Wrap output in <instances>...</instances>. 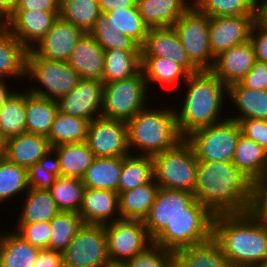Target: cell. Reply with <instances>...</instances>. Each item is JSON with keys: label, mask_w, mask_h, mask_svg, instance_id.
Here are the masks:
<instances>
[{"label": "cell", "mask_w": 267, "mask_h": 267, "mask_svg": "<svg viewBox=\"0 0 267 267\" xmlns=\"http://www.w3.org/2000/svg\"><path fill=\"white\" fill-rule=\"evenodd\" d=\"M257 15L209 17V47L212 55L244 44L250 39Z\"/></svg>", "instance_id": "16"}, {"label": "cell", "mask_w": 267, "mask_h": 267, "mask_svg": "<svg viewBox=\"0 0 267 267\" xmlns=\"http://www.w3.org/2000/svg\"><path fill=\"white\" fill-rule=\"evenodd\" d=\"M0 230V267H33L40 249L12 230Z\"/></svg>", "instance_id": "32"}, {"label": "cell", "mask_w": 267, "mask_h": 267, "mask_svg": "<svg viewBox=\"0 0 267 267\" xmlns=\"http://www.w3.org/2000/svg\"><path fill=\"white\" fill-rule=\"evenodd\" d=\"M141 48V57L170 58L189 74L200 70L190 61L173 27L151 28Z\"/></svg>", "instance_id": "18"}, {"label": "cell", "mask_w": 267, "mask_h": 267, "mask_svg": "<svg viewBox=\"0 0 267 267\" xmlns=\"http://www.w3.org/2000/svg\"><path fill=\"white\" fill-rule=\"evenodd\" d=\"M89 121L57 112L47 139L51 147L87 141Z\"/></svg>", "instance_id": "38"}, {"label": "cell", "mask_w": 267, "mask_h": 267, "mask_svg": "<svg viewBox=\"0 0 267 267\" xmlns=\"http://www.w3.org/2000/svg\"><path fill=\"white\" fill-rule=\"evenodd\" d=\"M178 217H215L187 190L159 188L144 225L152 240Z\"/></svg>", "instance_id": "6"}, {"label": "cell", "mask_w": 267, "mask_h": 267, "mask_svg": "<svg viewBox=\"0 0 267 267\" xmlns=\"http://www.w3.org/2000/svg\"><path fill=\"white\" fill-rule=\"evenodd\" d=\"M109 261L124 264L153 243L143 221L121 219L105 224Z\"/></svg>", "instance_id": "12"}, {"label": "cell", "mask_w": 267, "mask_h": 267, "mask_svg": "<svg viewBox=\"0 0 267 267\" xmlns=\"http://www.w3.org/2000/svg\"><path fill=\"white\" fill-rule=\"evenodd\" d=\"M232 163L252 183L267 175V152L243 134L238 138Z\"/></svg>", "instance_id": "27"}, {"label": "cell", "mask_w": 267, "mask_h": 267, "mask_svg": "<svg viewBox=\"0 0 267 267\" xmlns=\"http://www.w3.org/2000/svg\"><path fill=\"white\" fill-rule=\"evenodd\" d=\"M23 198L17 223L51 221L60 212L49 190L29 188Z\"/></svg>", "instance_id": "34"}, {"label": "cell", "mask_w": 267, "mask_h": 267, "mask_svg": "<svg viewBox=\"0 0 267 267\" xmlns=\"http://www.w3.org/2000/svg\"><path fill=\"white\" fill-rule=\"evenodd\" d=\"M87 144L95 157H125L130 154L126 122L97 117L89 122Z\"/></svg>", "instance_id": "14"}, {"label": "cell", "mask_w": 267, "mask_h": 267, "mask_svg": "<svg viewBox=\"0 0 267 267\" xmlns=\"http://www.w3.org/2000/svg\"><path fill=\"white\" fill-rule=\"evenodd\" d=\"M104 60L105 50L90 33H84L67 62L81 79L103 81Z\"/></svg>", "instance_id": "23"}, {"label": "cell", "mask_w": 267, "mask_h": 267, "mask_svg": "<svg viewBox=\"0 0 267 267\" xmlns=\"http://www.w3.org/2000/svg\"><path fill=\"white\" fill-rule=\"evenodd\" d=\"M154 181L159 188L194 193L198 160L185 138L172 149L152 157Z\"/></svg>", "instance_id": "7"}, {"label": "cell", "mask_w": 267, "mask_h": 267, "mask_svg": "<svg viewBox=\"0 0 267 267\" xmlns=\"http://www.w3.org/2000/svg\"><path fill=\"white\" fill-rule=\"evenodd\" d=\"M6 28V20L0 15V33Z\"/></svg>", "instance_id": "60"}, {"label": "cell", "mask_w": 267, "mask_h": 267, "mask_svg": "<svg viewBox=\"0 0 267 267\" xmlns=\"http://www.w3.org/2000/svg\"><path fill=\"white\" fill-rule=\"evenodd\" d=\"M98 0H60L59 18L89 33L100 14Z\"/></svg>", "instance_id": "40"}, {"label": "cell", "mask_w": 267, "mask_h": 267, "mask_svg": "<svg viewBox=\"0 0 267 267\" xmlns=\"http://www.w3.org/2000/svg\"><path fill=\"white\" fill-rule=\"evenodd\" d=\"M214 217H178L169 223L153 243L172 252L212 238Z\"/></svg>", "instance_id": "13"}, {"label": "cell", "mask_w": 267, "mask_h": 267, "mask_svg": "<svg viewBox=\"0 0 267 267\" xmlns=\"http://www.w3.org/2000/svg\"><path fill=\"white\" fill-rule=\"evenodd\" d=\"M103 84L128 79L141 71V51L105 50Z\"/></svg>", "instance_id": "35"}, {"label": "cell", "mask_w": 267, "mask_h": 267, "mask_svg": "<svg viewBox=\"0 0 267 267\" xmlns=\"http://www.w3.org/2000/svg\"><path fill=\"white\" fill-rule=\"evenodd\" d=\"M122 157H95L82 178L85 188L118 192Z\"/></svg>", "instance_id": "36"}, {"label": "cell", "mask_w": 267, "mask_h": 267, "mask_svg": "<svg viewBox=\"0 0 267 267\" xmlns=\"http://www.w3.org/2000/svg\"><path fill=\"white\" fill-rule=\"evenodd\" d=\"M18 0H0V15L6 20L16 8Z\"/></svg>", "instance_id": "58"}, {"label": "cell", "mask_w": 267, "mask_h": 267, "mask_svg": "<svg viewBox=\"0 0 267 267\" xmlns=\"http://www.w3.org/2000/svg\"><path fill=\"white\" fill-rule=\"evenodd\" d=\"M144 23L151 28L172 27L192 6V0H137Z\"/></svg>", "instance_id": "25"}, {"label": "cell", "mask_w": 267, "mask_h": 267, "mask_svg": "<svg viewBox=\"0 0 267 267\" xmlns=\"http://www.w3.org/2000/svg\"><path fill=\"white\" fill-rule=\"evenodd\" d=\"M103 82L96 79H80L77 86L56 102L58 111L89 122L101 116Z\"/></svg>", "instance_id": "15"}, {"label": "cell", "mask_w": 267, "mask_h": 267, "mask_svg": "<svg viewBox=\"0 0 267 267\" xmlns=\"http://www.w3.org/2000/svg\"><path fill=\"white\" fill-rule=\"evenodd\" d=\"M185 83V98L180 99L179 108L174 106L178 131L183 138L228 118L222 111L228 103V88L211 71L190 74Z\"/></svg>", "instance_id": "3"}, {"label": "cell", "mask_w": 267, "mask_h": 267, "mask_svg": "<svg viewBox=\"0 0 267 267\" xmlns=\"http://www.w3.org/2000/svg\"><path fill=\"white\" fill-rule=\"evenodd\" d=\"M85 224H108L121 220L118 192L107 189L85 188L78 212Z\"/></svg>", "instance_id": "22"}, {"label": "cell", "mask_w": 267, "mask_h": 267, "mask_svg": "<svg viewBox=\"0 0 267 267\" xmlns=\"http://www.w3.org/2000/svg\"><path fill=\"white\" fill-rule=\"evenodd\" d=\"M62 254L64 267L108 266L105 225L84 223Z\"/></svg>", "instance_id": "11"}, {"label": "cell", "mask_w": 267, "mask_h": 267, "mask_svg": "<svg viewBox=\"0 0 267 267\" xmlns=\"http://www.w3.org/2000/svg\"><path fill=\"white\" fill-rule=\"evenodd\" d=\"M60 0H18L15 10L59 12Z\"/></svg>", "instance_id": "54"}, {"label": "cell", "mask_w": 267, "mask_h": 267, "mask_svg": "<svg viewBox=\"0 0 267 267\" xmlns=\"http://www.w3.org/2000/svg\"><path fill=\"white\" fill-rule=\"evenodd\" d=\"M137 0H98L101 13H107L114 9L136 7Z\"/></svg>", "instance_id": "56"}, {"label": "cell", "mask_w": 267, "mask_h": 267, "mask_svg": "<svg viewBox=\"0 0 267 267\" xmlns=\"http://www.w3.org/2000/svg\"><path fill=\"white\" fill-rule=\"evenodd\" d=\"M252 182L232 162L198 161L195 199L214 216L249 212Z\"/></svg>", "instance_id": "1"}, {"label": "cell", "mask_w": 267, "mask_h": 267, "mask_svg": "<svg viewBox=\"0 0 267 267\" xmlns=\"http://www.w3.org/2000/svg\"><path fill=\"white\" fill-rule=\"evenodd\" d=\"M249 41L253 45L256 61L267 62V28L256 21L252 26Z\"/></svg>", "instance_id": "53"}, {"label": "cell", "mask_w": 267, "mask_h": 267, "mask_svg": "<svg viewBox=\"0 0 267 267\" xmlns=\"http://www.w3.org/2000/svg\"><path fill=\"white\" fill-rule=\"evenodd\" d=\"M173 254L174 267H232L213 238Z\"/></svg>", "instance_id": "29"}, {"label": "cell", "mask_w": 267, "mask_h": 267, "mask_svg": "<svg viewBox=\"0 0 267 267\" xmlns=\"http://www.w3.org/2000/svg\"><path fill=\"white\" fill-rule=\"evenodd\" d=\"M242 86L254 90H267V66L265 62L256 61L244 78L239 82Z\"/></svg>", "instance_id": "52"}, {"label": "cell", "mask_w": 267, "mask_h": 267, "mask_svg": "<svg viewBox=\"0 0 267 267\" xmlns=\"http://www.w3.org/2000/svg\"><path fill=\"white\" fill-rule=\"evenodd\" d=\"M124 265L126 267H174V254L172 251L152 243Z\"/></svg>", "instance_id": "47"}, {"label": "cell", "mask_w": 267, "mask_h": 267, "mask_svg": "<svg viewBox=\"0 0 267 267\" xmlns=\"http://www.w3.org/2000/svg\"><path fill=\"white\" fill-rule=\"evenodd\" d=\"M158 190L159 186L153 179L135 189L118 192L121 219L144 221L155 201Z\"/></svg>", "instance_id": "30"}, {"label": "cell", "mask_w": 267, "mask_h": 267, "mask_svg": "<svg viewBox=\"0 0 267 267\" xmlns=\"http://www.w3.org/2000/svg\"><path fill=\"white\" fill-rule=\"evenodd\" d=\"M257 21L267 28V0H257Z\"/></svg>", "instance_id": "59"}, {"label": "cell", "mask_w": 267, "mask_h": 267, "mask_svg": "<svg viewBox=\"0 0 267 267\" xmlns=\"http://www.w3.org/2000/svg\"><path fill=\"white\" fill-rule=\"evenodd\" d=\"M154 179L151 156L134 155L122 157V169L118 181V192L135 189Z\"/></svg>", "instance_id": "39"}, {"label": "cell", "mask_w": 267, "mask_h": 267, "mask_svg": "<svg viewBox=\"0 0 267 267\" xmlns=\"http://www.w3.org/2000/svg\"><path fill=\"white\" fill-rule=\"evenodd\" d=\"M149 90L142 70L131 78L104 84L101 117L129 121L148 106Z\"/></svg>", "instance_id": "8"}, {"label": "cell", "mask_w": 267, "mask_h": 267, "mask_svg": "<svg viewBox=\"0 0 267 267\" xmlns=\"http://www.w3.org/2000/svg\"><path fill=\"white\" fill-rule=\"evenodd\" d=\"M33 267H64L63 254L50 249H40Z\"/></svg>", "instance_id": "55"}, {"label": "cell", "mask_w": 267, "mask_h": 267, "mask_svg": "<svg viewBox=\"0 0 267 267\" xmlns=\"http://www.w3.org/2000/svg\"><path fill=\"white\" fill-rule=\"evenodd\" d=\"M14 232L23 240L39 249H49L50 221L37 223H15Z\"/></svg>", "instance_id": "49"}, {"label": "cell", "mask_w": 267, "mask_h": 267, "mask_svg": "<svg viewBox=\"0 0 267 267\" xmlns=\"http://www.w3.org/2000/svg\"><path fill=\"white\" fill-rule=\"evenodd\" d=\"M29 190L27 169L9 162L0 154V204L17 199ZM24 193V194H23ZM13 197V198H12Z\"/></svg>", "instance_id": "42"}, {"label": "cell", "mask_w": 267, "mask_h": 267, "mask_svg": "<svg viewBox=\"0 0 267 267\" xmlns=\"http://www.w3.org/2000/svg\"><path fill=\"white\" fill-rule=\"evenodd\" d=\"M256 62V55L250 41L231 47L215 57L210 70L227 88L239 83Z\"/></svg>", "instance_id": "20"}, {"label": "cell", "mask_w": 267, "mask_h": 267, "mask_svg": "<svg viewBox=\"0 0 267 267\" xmlns=\"http://www.w3.org/2000/svg\"><path fill=\"white\" fill-rule=\"evenodd\" d=\"M59 12L15 10L6 19V28L28 50L51 29Z\"/></svg>", "instance_id": "19"}, {"label": "cell", "mask_w": 267, "mask_h": 267, "mask_svg": "<svg viewBox=\"0 0 267 267\" xmlns=\"http://www.w3.org/2000/svg\"><path fill=\"white\" fill-rule=\"evenodd\" d=\"M20 90V91H19ZM17 89L0 109V133L6 140L26 133V87Z\"/></svg>", "instance_id": "37"}, {"label": "cell", "mask_w": 267, "mask_h": 267, "mask_svg": "<svg viewBox=\"0 0 267 267\" xmlns=\"http://www.w3.org/2000/svg\"><path fill=\"white\" fill-rule=\"evenodd\" d=\"M52 147L46 136L24 133L7 138L2 152L9 162L26 169L51 157Z\"/></svg>", "instance_id": "21"}, {"label": "cell", "mask_w": 267, "mask_h": 267, "mask_svg": "<svg viewBox=\"0 0 267 267\" xmlns=\"http://www.w3.org/2000/svg\"><path fill=\"white\" fill-rule=\"evenodd\" d=\"M58 175L82 179L95 158L87 142L52 147L51 154Z\"/></svg>", "instance_id": "24"}, {"label": "cell", "mask_w": 267, "mask_h": 267, "mask_svg": "<svg viewBox=\"0 0 267 267\" xmlns=\"http://www.w3.org/2000/svg\"><path fill=\"white\" fill-rule=\"evenodd\" d=\"M104 50L122 49L141 51L140 46L130 37L117 32L109 22L106 13H100L94 27L89 32Z\"/></svg>", "instance_id": "46"}, {"label": "cell", "mask_w": 267, "mask_h": 267, "mask_svg": "<svg viewBox=\"0 0 267 267\" xmlns=\"http://www.w3.org/2000/svg\"><path fill=\"white\" fill-rule=\"evenodd\" d=\"M238 124L241 134L259 144L267 152V120L242 119Z\"/></svg>", "instance_id": "51"}, {"label": "cell", "mask_w": 267, "mask_h": 267, "mask_svg": "<svg viewBox=\"0 0 267 267\" xmlns=\"http://www.w3.org/2000/svg\"><path fill=\"white\" fill-rule=\"evenodd\" d=\"M28 49L5 28L0 33V79H26ZM16 78V79H15Z\"/></svg>", "instance_id": "28"}, {"label": "cell", "mask_w": 267, "mask_h": 267, "mask_svg": "<svg viewBox=\"0 0 267 267\" xmlns=\"http://www.w3.org/2000/svg\"><path fill=\"white\" fill-rule=\"evenodd\" d=\"M106 15L117 32L130 37L140 47L143 45L149 28L144 23L137 6L114 9L113 11L107 12Z\"/></svg>", "instance_id": "44"}, {"label": "cell", "mask_w": 267, "mask_h": 267, "mask_svg": "<svg viewBox=\"0 0 267 267\" xmlns=\"http://www.w3.org/2000/svg\"><path fill=\"white\" fill-rule=\"evenodd\" d=\"M149 106L126 122L130 154L153 157L184 139L178 131L172 106Z\"/></svg>", "instance_id": "4"}, {"label": "cell", "mask_w": 267, "mask_h": 267, "mask_svg": "<svg viewBox=\"0 0 267 267\" xmlns=\"http://www.w3.org/2000/svg\"><path fill=\"white\" fill-rule=\"evenodd\" d=\"M5 139L3 138V136L0 133V154H2L4 147H5Z\"/></svg>", "instance_id": "61"}, {"label": "cell", "mask_w": 267, "mask_h": 267, "mask_svg": "<svg viewBox=\"0 0 267 267\" xmlns=\"http://www.w3.org/2000/svg\"><path fill=\"white\" fill-rule=\"evenodd\" d=\"M106 267H126L124 264H112L110 263L108 266Z\"/></svg>", "instance_id": "62"}, {"label": "cell", "mask_w": 267, "mask_h": 267, "mask_svg": "<svg viewBox=\"0 0 267 267\" xmlns=\"http://www.w3.org/2000/svg\"><path fill=\"white\" fill-rule=\"evenodd\" d=\"M249 212L267 228V175L252 183Z\"/></svg>", "instance_id": "50"}, {"label": "cell", "mask_w": 267, "mask_h": 267, "mask_svg": "<svg viewBox=\"0 0 267 267\" xmlns=\"http://www.w3.org/2000/svg\"><path fill=\"white\" fill-rule=\"evenodd\" d=\"M80 79L68 62L48 60L37 56L31 49L28 50L25 81H33V85L28 83V86L23 87L30 93L57 101L74 89Z\"/></svg>", "instance_id": "5"}, {"label": "cell", "mask_w": 267, "mask_h": 267, "mask_svg": "<svg viewBox=\"0 0 267 267\" xmlns=\"http://www.w3.org/2000/svg\"><path fill=\"white\" fill-rule=\"evenodd\" d=\"M84 189L82 179L58 175L49 192L60 212L78 213Z\"/></svg>", "instance_id": "41"}, {"label": "cell", "mask_w": 267, "mask_h": 267, "mask_svg": "<svg viewBox=\"0 0 267 267\" xmlns=\"http://www.w3.org/2000/svg\"><path fill=\"white\" fill-rule=\"evenodd\" d=\"M172 27L190 61L200 71H210L215 57L209 47V16L191 6Z\"/></svg>", "instance_id": "10"}, {"label": "cell", "mask_w": 267, "mask_h": 267, "mask_svg": "<svg viewBox=\"0 0 267 267\" xmlns=\"http://www.w3.org/2000/svg\"><path fill=\"white\" fill-rule=\"evenodd\" d=\"M27 176L29 188L49 190L58 176L52 156L29 167Z\"/></svg>", "instance_id": "48"}, {"label": "cell", "mask_w": 267, "mask_h": 267, "mask_svg": "<svg viewBox=\"0 0 267 267\" xmlns=\"http://www.w3.org/2000/svg\"><path fill=\"white\" fill-rule=\"evenodd\" d=\"M212 238L232 267H267V228L250 212L216 215Z\"/></svg>", "instance_id": "2"}, {"label": "cell", "mask_w": 267, "mask_h": 267, "mask_svg": "<svg viewBox=\"0 0 267 267\" xmlns=\"http://www.w3.org/2000/svg\"><path fill=\"white\" fill-rule=\"evenodd\" d=\"M240 134L238 122L227 118L193 131L185 140L192 147L198 161L232 162Z\"/></svg>", "instance_id": "9"}, {"label": "cell", "mask_w": 267, "mask_h": 267, "mask_svg": "<svg viewBox=\"0 0 267 267\" xmlns=\"http://www.w3.org/2000/svg\"><path fill=\"white\" fill-rule=\"evenodd\" d=\"M84 33L81 28L58 17L51 29L31 50L39 57L67 62Z\"/></svg>", "instance_id": "17"}, {"label": "cell", "mask_w": 267, "mask_h": 267, "mask_svg": "<svg viewBox=\"0 0 267 267\" xmlns=\"http://www.w3.org/2000/svg\"><path fill=\"white\" fill-rule=\"evenodd\" d=\"M228 101L238 112L235 116L228 115L229 119L237 122L242 119L267 120V90H254L235 83L228 87Z\"/></svg>", "instance_id": "26"}, {"label": "cell", "mask_w": 267, "mask_h": 267, "mask_svg": "<svg viewBox=\"0 0 267 267\" xmlns=\"http://www.w3.org/2000/svg\"><path fill=\"white\" fill-rule=\"evenodd\" d=\"M192 6L209 17L257 15V0H192Z\"/></svg>", "instance_id": "45"}, {"label": "cell", "mask_w": 267, "mask_h": 267, "mask_svg": "<svg viewBox=\"0 0 267 267\" xmlns=\"http://www.w3.org/2000/svg\"><path fill=\"white\" fill-rule=\"evenodd\" d=\"M26 133L48 136L54 117L58 112L55 100L41 97L27 90L26 97Z\"/></svg>", "instance_id": "33"}, {"label": "cell", "mask_w": 267, "mask_h": 267, "mask_svg": "<svg viewBox=\"0 0 267 267\" xmlns=\"http://www.w3.org/2000/svg\"><path fill=\"white\" fill-rule=\"evenodd\" d=\"M141 70L145 77L148 89L154 86H166L183 84L190 75L181 65L170 58L141 57ZM178 82V83H177Z\"/></svg>", "instance_id": "31"}, {"label": "cell", "mask_w": 267, "mask_h": 267, "mask_svg": "<svg viewBox=\"0 0 267 267\" xmlns=\"http://www.w3.org/2000/svg\"><path fill=\"white\" fill-rule=\"evenodd\" d=\"M83 225L78 213L59 212L50 221L49 249L63 253Z\"/></svg>", "instance_id": "43"}, {"label": "cell", "mask_w": 267, "mask_h": 267, "mask_svg": "<svg viewBox=\"0 0 267 267\" xmlns=\"http://www.w3.org/2000/svg\"><path fill=\"white\" fill-rule=\"evenodd\" d=\"M9 84H8V79H0V109L3 107V105L5 104V102L11 97V95L17 89V88H14L15 89L14 90L11 87L12 84L10 82H9Z\"/></svg>", "instance_id": "57"}]
</instances>
